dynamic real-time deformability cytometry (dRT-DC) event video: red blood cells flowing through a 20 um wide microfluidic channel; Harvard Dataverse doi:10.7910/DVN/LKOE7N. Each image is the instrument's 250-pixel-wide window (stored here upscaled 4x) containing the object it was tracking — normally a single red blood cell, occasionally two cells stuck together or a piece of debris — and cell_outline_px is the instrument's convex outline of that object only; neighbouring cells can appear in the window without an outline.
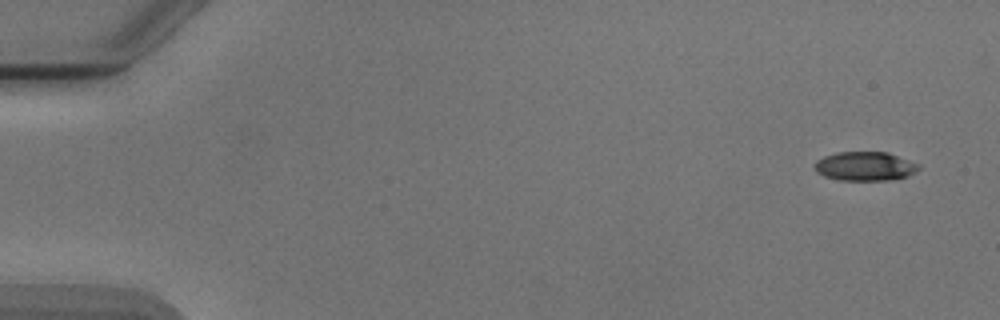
{"species": "Egyptian fruit bat (a non-hibernating species)", "species_latin": "Rousettus aegyptiacus", "temperature_condition": "cold", "stored_images_in_passage": 5, "segment_of_instrument_passage": [1, 2], "camera_frame_rate_fps": 3000, "um_per_image_px": 0.085, "animal": {"sex": "male"}, "frame": {"image": 1, "passage_image": 1, "time_ms": 0.0, "image_size_px": [1000, 320], "cell_outline_px": [[920, 168], [916, 172], [908, 176], [892, 180], [840, 180], [824, 176], [816, 172], [812, 164], [816, 160], [824, 156], [836, 152], [888, 152], [920, 164]], "centroid_in_image_um": [73.52, 14.13], "position_along_channel_um": 11.5, "area_um2": 17.86}}
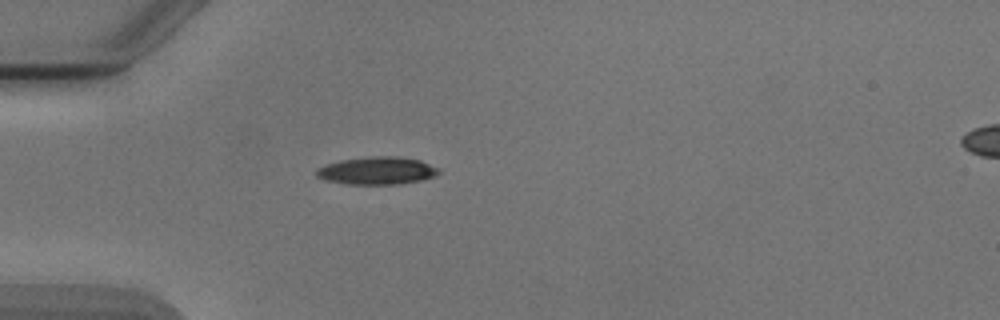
{"frame": {"image": 2, "passage_image": 4, "time_ms": 4.333, "image_size_px": [1000, 320], "cell_outline_px": [[440, 172], [436, 176], [420, 180], [400, 184], [348, 184], [324, 180], [316, 176], [316, 172], [320, 168], [328, 164], [340, 160], [372, 156], [396, 156], [420, 160], [440, 168]], "centroid_in_image_um": [32.09, 14.51], "position_along_channel_um": 52.9, "area_um2": 19.65}}